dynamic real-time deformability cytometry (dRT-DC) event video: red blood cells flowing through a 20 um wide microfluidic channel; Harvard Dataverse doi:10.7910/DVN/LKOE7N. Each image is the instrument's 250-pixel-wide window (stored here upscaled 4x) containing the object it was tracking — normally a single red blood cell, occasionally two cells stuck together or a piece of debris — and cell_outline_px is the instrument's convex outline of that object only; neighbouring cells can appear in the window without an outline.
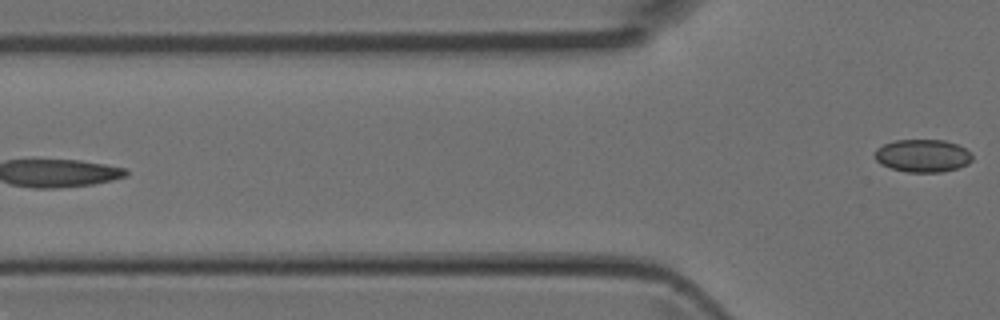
{"species": "Egyptian fruit bat (a non-hibernating species)", "species_latin": "Rousettus aegyptiacus", "temperature_condition": "room temperature", "stored_images_in_passage": 5, "camera_frame_rate_fps": 3000, "um_per_image_px": 0.085, "animal": {"sex": "female"}, "frame": {"image": 1, "passage_image": 5, "time_ms": 1.333, "image_size_px": [1000, 320], "cell_outline_px": [[972, 160], [968, 164], [956, 168], [940, 172], [908, 172], [892, 168], [880, 164], [876, 160], [876, 148], [884, 144], [896, 140], [944, 140], [956, 144], [972, 152]], "centroid_in_image_um": [78.44, 13.23], "position_along_channel_um": 47.4, "area_um2": 18.5}}